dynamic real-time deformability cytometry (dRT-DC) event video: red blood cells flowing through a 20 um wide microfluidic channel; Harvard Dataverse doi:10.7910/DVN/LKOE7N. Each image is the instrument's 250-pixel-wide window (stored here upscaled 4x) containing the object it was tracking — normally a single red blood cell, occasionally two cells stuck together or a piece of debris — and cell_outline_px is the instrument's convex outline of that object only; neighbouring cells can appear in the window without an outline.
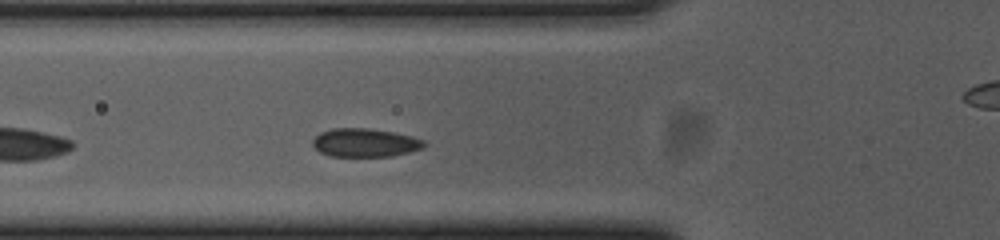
{"species": "common noctule bat (a hibernating species)", "species_latin": "Nyctalus noctula", "temperature_condition": "cold", "stored_images_in_passage": 33, "camera_frame_rate_fps": 3000, "um_per_image_px": 0.085, "animal": {"sex": "female", "body_mass_g": 23.0, "forearm_length_mm": 53.4}, "frame": {"image": 1, "passage_image": 7, "time_ms": 2.0, "image_size_px": [1000, 240], "cell_outline_px": [[428, 144], [424, 148], [392, 156], [328, 156], [320, 152], [312, 144], [312, 140], [320, 132], [332, 128], [368, 128], [392, 132], [412, 136], [424, 140]], "centroid_in_image_um": [31.04, 12.13], "position_along_channel_um": 94.8, "area_um2": 18.55}}
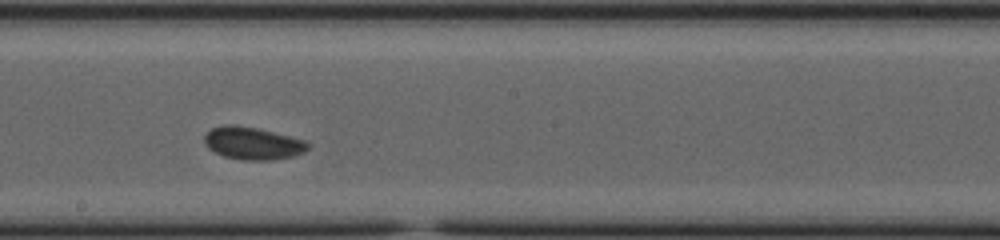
{"frame": {"image": 2, "passage_image": 18, "time_ms": 5.667, "image_size_px": [1000, 240], "cell_outline_px": [[312, 144], [304, 152], [296, 156], [272, 160], [240, 160], [224, 156], [208, 148], [204, 140], [204, 136], [212, 128], [224, 124], [236, 124], [256, 128], [304, 140]], "centroid_in_image_um": [21.49, 12.18], "position_along_channel_um": 226.7, "area_um2": 19.65}}
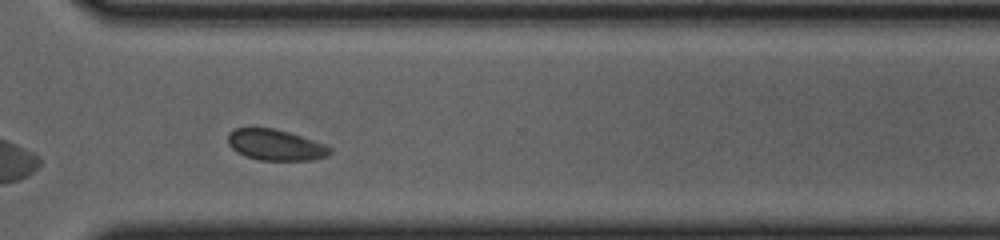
{"frame": {"image": 3, "passage_image": 28, "time_ms": 9.0, "image_size_px": [1000, 240], "cell_outline_px": [[332, 152], [328, 156], [312, 160], [260, 160], [244, 156], [236, 152], [228, 144], [228, 132], [236, 128], [272, 128], [288, 132], [328, 144], [332, 148]], "centroid_in_image_um": [23.45, 12.32], "position_along_channel_um": 347.2, "area_um2": 18.61}, "authors_computed_cell_mechanics": {"area_um2": 18.9006, "velocity_mm_per_s": 3.5996, "shape_relaxation_time_tau1_ms": 3.0045, "shape_relaxation_time_tau2_ms": null, "deformation_change_tau1": 0.0694, "deformation_change_tau2": null}}